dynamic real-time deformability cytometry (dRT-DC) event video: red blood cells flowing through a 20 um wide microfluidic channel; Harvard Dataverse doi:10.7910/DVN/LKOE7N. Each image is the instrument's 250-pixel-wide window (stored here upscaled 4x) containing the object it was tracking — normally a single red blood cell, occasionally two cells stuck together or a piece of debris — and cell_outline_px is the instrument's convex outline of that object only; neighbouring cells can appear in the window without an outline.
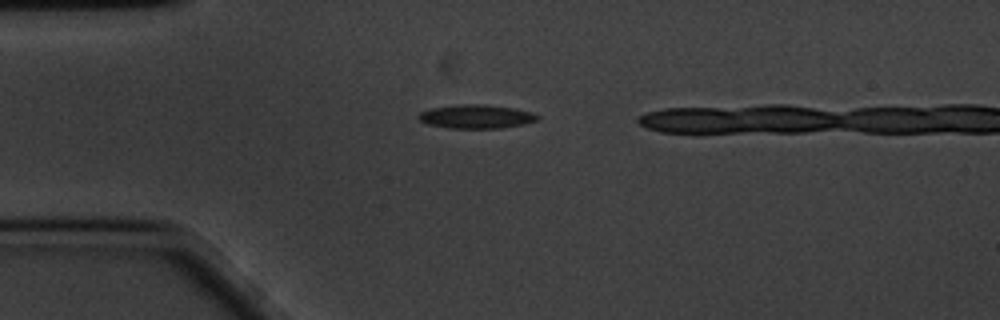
{"species": "common noctule bat (a hibernating species)", "species_latin": "Nyctalus noctula", "temperature_condition": "cold", "stored_images_in_passage": 8, "camera_frame_rate_fps": 3000, "um_per_image_px": 0.085, "animal": {"sex": "male", "body_mass_g": 20.1, "forearm_length_mm": 53.5}, "frame": {"image": 1, "passage_image": 1, "time_ms": 0.0, "image_size_px": [1000, 320], "cell_outline_px": [[540, 120], [524, 124], [500, 128], [448, 128], [428, 124], [420, 120], [416, 116], [420, 112], [432, 108], [464, 104], [484, 104], [516, 108], [532, 112], [540, 116]], "centroid_in_image_um": [40.53, 9.9], "position_along_channel_um": 44.5, "area_um2": 16.53}}
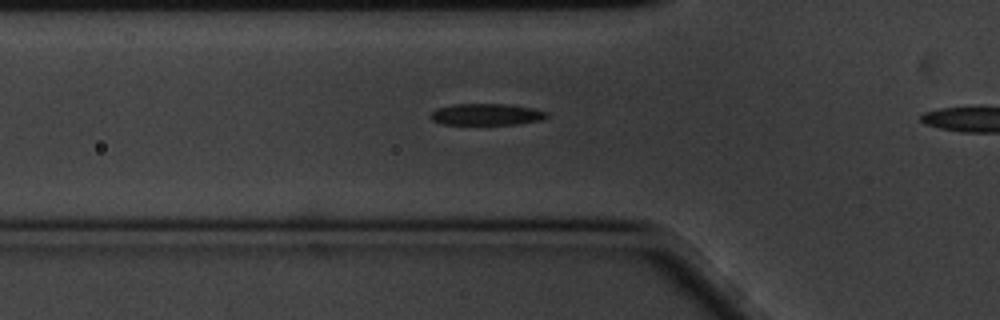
{"frame": {"image": 2, "passage_image": 6, "time_ms": 1.667, "image_size_px": [1000, 320], "cell_outline_px": [[548, 116], [540, 120], [516, 124], [444, 124], [432, 120], [428, 116], [436, 108], [452, 104], [508, 104], [532, 108], [548, 112]], "centroid_in_image_um": [41.32, 9.72], "position_along_channel_um": 84.5, "area_um2": 14.57}}